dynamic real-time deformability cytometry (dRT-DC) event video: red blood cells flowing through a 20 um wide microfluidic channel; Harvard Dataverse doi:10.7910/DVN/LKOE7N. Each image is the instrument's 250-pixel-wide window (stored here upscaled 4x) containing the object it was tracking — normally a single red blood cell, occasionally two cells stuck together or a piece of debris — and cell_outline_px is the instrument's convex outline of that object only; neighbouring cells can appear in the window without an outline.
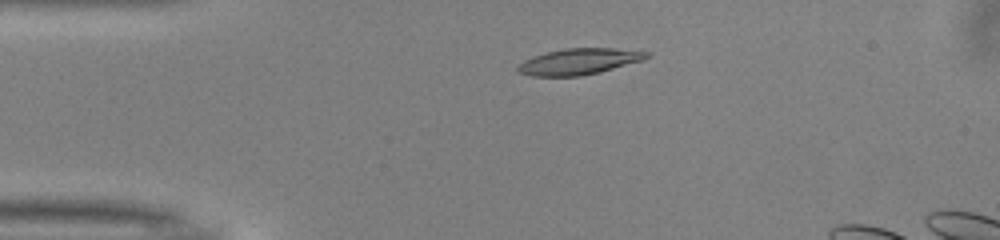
{"species": "common noctule bat (a hibernating species)", "species_latin": "Nyctalus noctula", "temperature_condition": "warm", "stored_images_in_passage": 37, "camera_frame_rate_fps": 3000, "um_per_image_px": 0.085, "animal": {"sex": "male", "body_mass_g": 13.0, "forearm_length_mm": 53.1}, "frame": {"image": 1, "passage_image": 8, "time_ms": 2.333, "image_size_px": [1000, 240], "cell_outline_px": [[652, 52], [644, 60], [600, 72], [580, 76], [532, 76], [520, 72], [516, 68], [524, 60], [532, 56], [564, 48], [612, 48]], "centroid_in_image_um": [49.24, 5.22], "position_along_channel_um": 35.8, "area_um2": 19.54}}
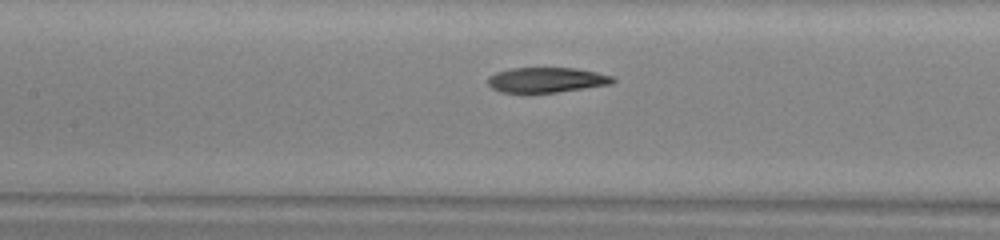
{"frame": {"image": 2, "passage_image": 20, "time_ms": 6.333, "image_size_px": [1000, 240], "cell_outline_px": [[616, 80], [612, 84], [556, 92], [500, 92], [492, 88], [488, 84], [488, 76], [496, 72], [512, 68], [576, 68], [616, 76]], "centroid_in_image_um": [46.49, 6.78], "position_along_channel_um": 160.9, "area_um2": 18.26}}
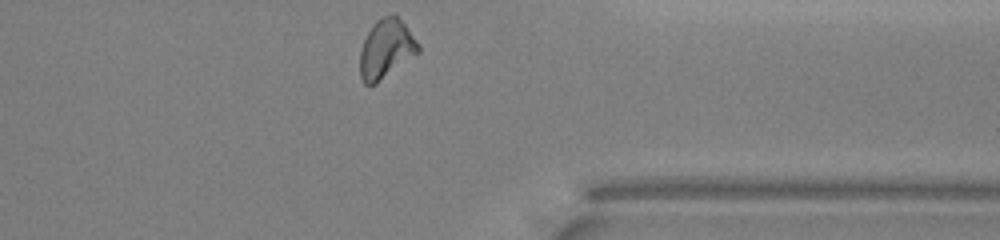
{"frame": {"image": 3, "passage_image": 37, "time_ms": 12.0, "image_size_px": [1000, 240], "cell_outline_px": [[420, 52], [376, 84], [364, 84], [360, 76], [360, 52], [364, 40], [372, 24], [376, 20], [392, 12], [396, 12], [420, 44]], "centroid_in_image_um": [32.84, 4.12], "position_along_channel_um": 378.6, "area_um2": 20.35}, "authors_computed_cell_mechanics": {"area_um2": 19.3052, "velocity_mm_per_s": 4.0038, "shape_relaxation_time_tau1_ms": 4.8056, "shape_relaxation_time_tau2_ms": 3.7574, "deformation_change_tau1": 0.175, "deformation_change_tau2": 0.1064}}